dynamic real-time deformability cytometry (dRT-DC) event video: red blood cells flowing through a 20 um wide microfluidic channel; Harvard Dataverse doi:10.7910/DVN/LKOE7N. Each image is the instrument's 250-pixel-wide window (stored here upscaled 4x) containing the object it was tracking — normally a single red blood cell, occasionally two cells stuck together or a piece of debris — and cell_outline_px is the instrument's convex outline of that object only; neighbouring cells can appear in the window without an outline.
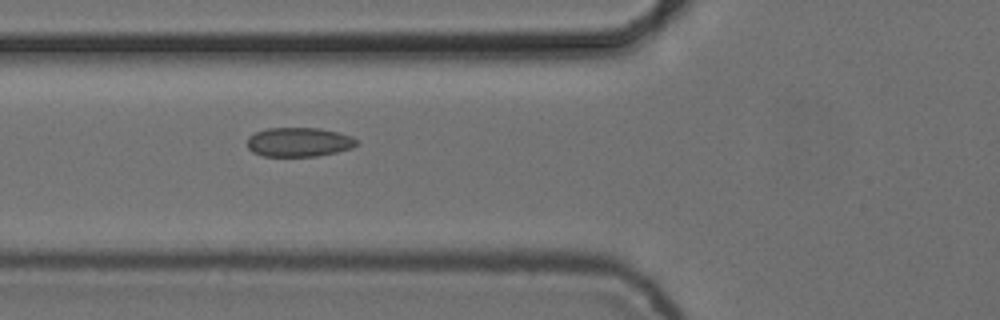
{"species": "common noctule bat (a hibernating species)", "species_latin": "Nyctalus noctula", "temperature_condition": "cold", "stored_images_in_passage": 9, "camera_frame_rate_fps": 3000, "um_per_image_px": 0.085, "animal": {"sex": "female", "body_mass_g": 24.6, "forearm_length_mm": 56.2}, "frame": {"image": 1, "passage_image": 4, "time_ms": 1.0, "image_size_px": [1000, 320], "cell_outline_px": [[360, 144], [352, 148], [336, 152], [316, 156], [264, 156], [252, 152], [248, 148], [248, 136], [256, 132], [268, 128], [320, 128], [340, 132], [352, 136]], "centroid_in_image_um": [25.43, 12.07], "position_along_channel_um": 100.4, "area_um2": 18.73}}
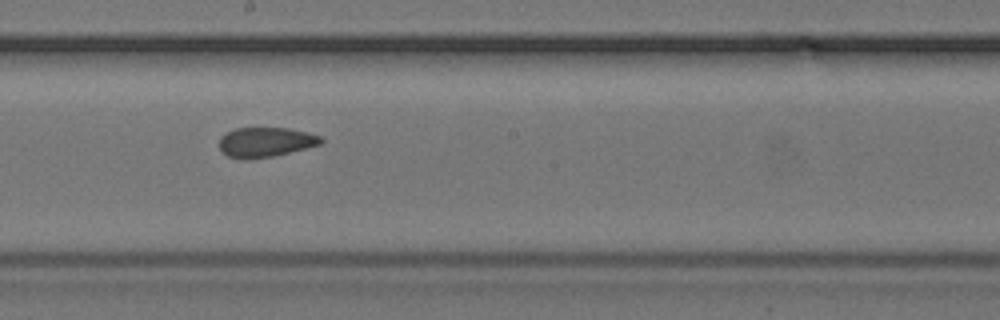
{"frame": {"image": 2, "passage_image": 7, "time_ms": 2.0, "image_size_px": [1000, 320], "cell_outline_px": [[324, 140], [320, 144], [272, 156], [248, 160], [228, 156], [220, 148], [220, 136], [236, 128], [288, 128], [308, 132], [320, 136]], "centroid_in_image_um": [22.57, 12.07], "position_along_channel_um": 225.6, "area_um2": 17.4}}
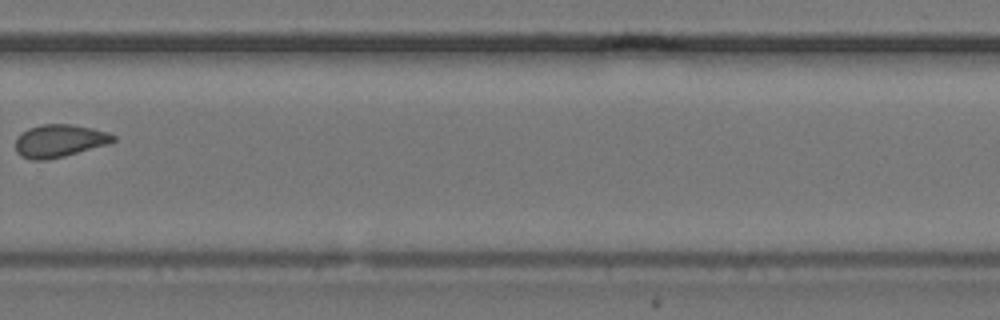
{"frame": {"image": 3, "passage_image": 9, "time_ms": 2.667, "image_size_px": [1000, 320], "cell_outline_px": [[116, 140], [108, 144], [64, 156], [48, 160], [32, 160], [20, 156], [16, 152], [16, 140], [28, 128], [40, 124], [72, 124], [92, 128], [108, 132], [116, 136]], "centroid_in_image_um": [5.06, 11.97], "position_along_channel_um": 324.7, "area_um2": 18.61}}